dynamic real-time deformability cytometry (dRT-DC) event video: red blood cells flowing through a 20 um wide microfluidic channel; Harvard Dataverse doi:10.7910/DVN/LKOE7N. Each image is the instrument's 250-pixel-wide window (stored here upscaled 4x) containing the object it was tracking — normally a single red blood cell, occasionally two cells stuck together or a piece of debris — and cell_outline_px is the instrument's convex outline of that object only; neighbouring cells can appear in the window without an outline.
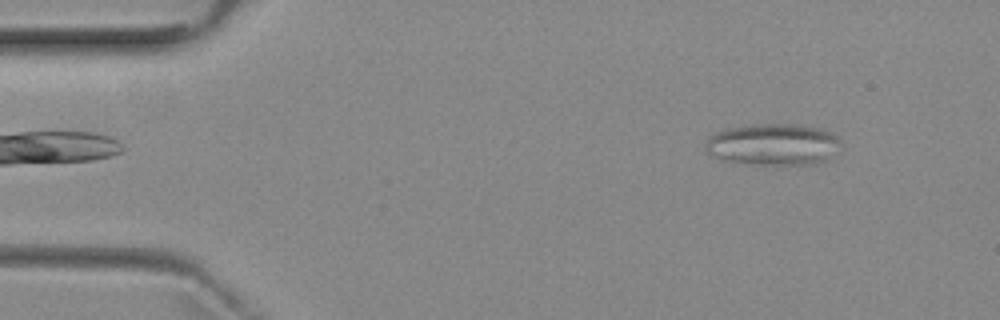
{"species": "common noctule bat (a hibernating species)", "species_latin": "Nyctalus noctula", "temperature_condition": "room temperature", "stored_images_in_passage": 5, "camera_frame_rate_fps": 3000, "um_per_image_px": 0.085, "animal": {"sex": "female", "body_mass_g": 29.2, "forearm_length_mm": 56.3}, "frame": {"image": 1, "passage_image": 2, "time_ms": 1.333, "image_size_px": [1000, 320], "cell_outline_px": [[836, 140], [824, 160], [816, 164], [760, 164], [728, 160], [716, 156], [708, 152], [704, 148], [704, 144], [708, 136], [724, 128], [756, 124], [796, 124], [820, 128], [832, 132], [836, 136]], "centroid_in_image_um": [65.59, 12.24], "position_along_channel_um": 19.4, "area_um2": 31.85}}